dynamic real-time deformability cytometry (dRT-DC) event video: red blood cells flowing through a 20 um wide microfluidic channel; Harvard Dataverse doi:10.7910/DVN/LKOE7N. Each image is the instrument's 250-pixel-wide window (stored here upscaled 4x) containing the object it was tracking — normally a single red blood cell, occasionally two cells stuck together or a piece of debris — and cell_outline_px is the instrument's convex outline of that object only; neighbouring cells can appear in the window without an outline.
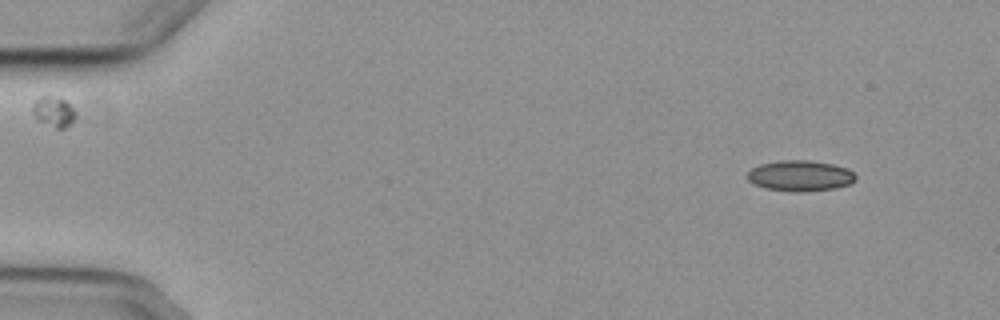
{"species": "common noctule bat (a hibernating species)", "species_latin": "Nyctalus noctula", "temperature_condition": "cold", "stored_images_in_passage": 5, "camera_frame_rate_fps": 3000, "um_per_image_px": 0.085, "animal": {"sex": "female", "body_mass_g": 29.2, "forearm_length_mm": 56.3}, "frame": {"image": 1, "passage_image": 1, "time_ms": 0.0, "image_size_px": [1000, 320], "cell_outline_px": [[856, 180], [848, 184], [836, 188], [768, 188], [756, 184], [748, 180], [748, 172], [752, 168], [760, 164], [780, 160], [808, 160], [832, 164], [848, 168], [856, 176]], "centroid_in_image_um": [68.04, 14.86], "position_along_channel_um": 17.0, "area_um2": 18.15}}